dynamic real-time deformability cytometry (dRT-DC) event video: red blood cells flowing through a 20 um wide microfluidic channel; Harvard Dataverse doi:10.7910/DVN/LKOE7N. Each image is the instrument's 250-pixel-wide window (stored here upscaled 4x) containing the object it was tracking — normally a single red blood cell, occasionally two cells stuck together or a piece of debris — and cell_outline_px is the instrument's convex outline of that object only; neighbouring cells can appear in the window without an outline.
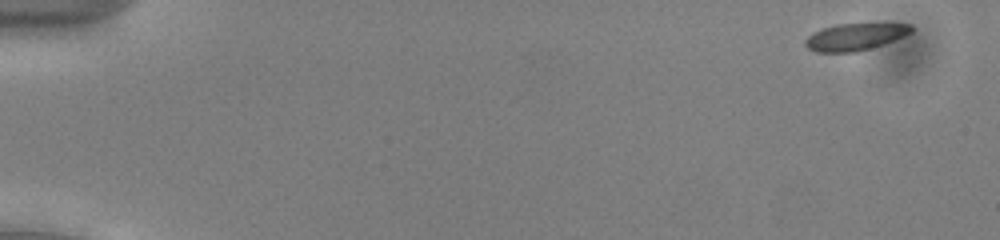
{"species": "common noctule bat (a hibernating species)", "species_latin": "Nyctalus noctula", "temperature_condition": "cold", "stored_images_in_passage": 52, "camera_frame_rate_fps": 3000, "um_per_image_px": 0.085, "animal": {"sex": "male", "body_mass_g": 13.0, "forearm_length_mm": 53.1}, "frame": {"image": 1, "passage_image": 1, "time_ms": 0.0, "image_size_px": [1000, 240], "cell_outline_px": [[912, 32], [904, 36], [884, 44], [856, 52], [816, 52], [808, 48], [804, 44], [804, 40], [812, 32], [820, 28], [836, 24], [912, 24]], "centroid_in_image_um": [72.63, 3.13], "position_along_channel_um": 12.4, "area_um2": 16.7}}
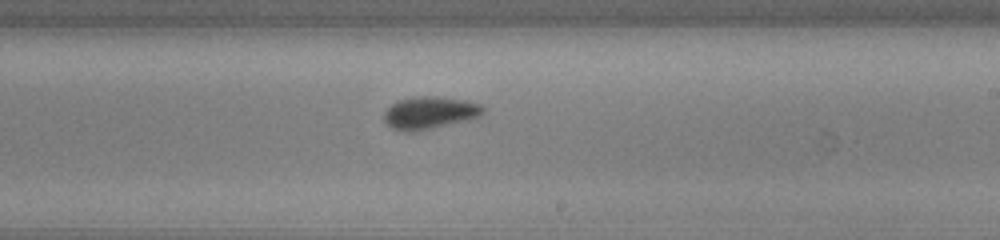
{"frame": {"image": 2, "passage_image": 31, "time_ms": 10.0, "image_size_px": [1000, 240], "cell_outline_px": [[484, 112], [480, 116], [468, 120], [432, 128], [412, 132], [404, 132], [392, 128], [384, 120], [384, 112], [392, 104], [400, 100], [412, 96], [440, 96], [464, 100], [480, 104], [484, 108]], "centroid_in_image_um": [36.52, 9.58], "position_along_channel_um": 252.5, "area_um2": 18.73}}
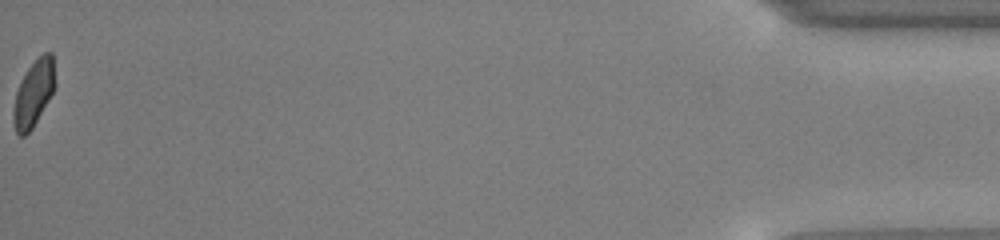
{"frame": {"image": 3, "passage_image": 52, "time_ms": 17.0, "image_size_px": [1000, 240], "cell_outline_px": [[56, 84], [48, 100], [32, 128], [24, 136], [20, 136], [16, 132], [12, 116], [12, 112], [16, 92], [28, 68], [44, 52], [52, 52]], "centroid_in_image_um": [2.86, 7.93], "position_along_channel_um": 432.3, "area_um2": 15.72}, "authors_computed_cell_mechanics": {"area_um2": 17.4556, "velocity_mm_per_s": 3.8922, "shape_relaxation_time_tau1_ms": 1.476, "shape_relaxation_time_tau2_ms": null, "deformation_change_tau1": 0.087, "deformation_change_tau2": null}}